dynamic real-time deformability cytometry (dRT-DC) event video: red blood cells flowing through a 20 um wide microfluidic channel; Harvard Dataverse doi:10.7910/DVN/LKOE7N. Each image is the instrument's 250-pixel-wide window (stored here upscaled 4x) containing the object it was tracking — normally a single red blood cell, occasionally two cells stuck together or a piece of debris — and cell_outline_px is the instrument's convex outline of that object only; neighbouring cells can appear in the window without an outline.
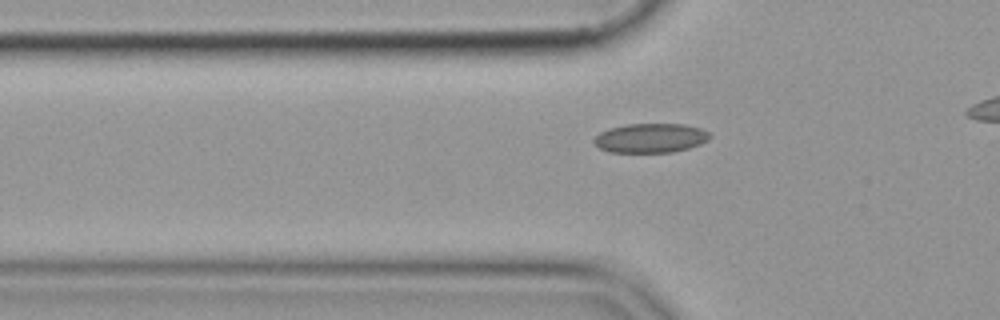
{"species": "common noctule bat (a hibernating species)", "species_latin": "Nyctalus noctula", "temperature_condition": "cold", "stored_images_in_passage": 43, "camera_frame_rate_fps": 3000, "um_per_image_px": 0.085, "animal": {"sex": "female", "body_mass_g": 19.9}, "frame": {"image": 1, "passage_image": 13, "time_ms": 4.0, "image_size_px": [1000, 320], "cell_outline_px": [[712, 136], [708, 140], [700, 144], [688, 148], [672, 152], [608, 152], [600, 148], [592, 140], [600, 132], [608, 128], [628, 124], [684, 124], [700, 128], [708, 132]], "centroid_in_image_um": [55.29, 11.73], "position_along_channel_um": 70.5, "area_um2": 19.77}}
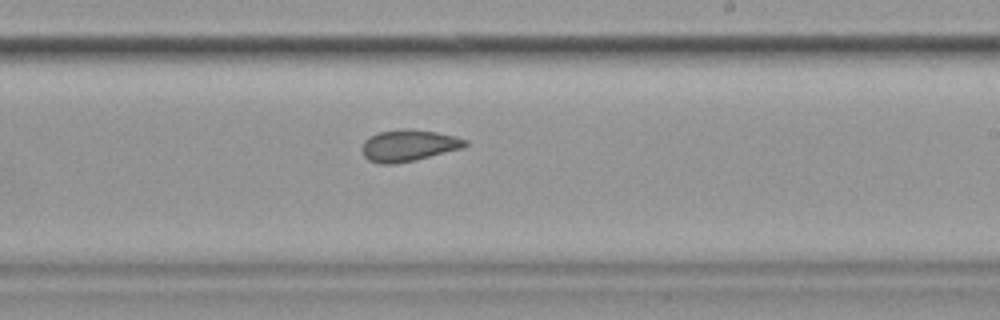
{"frame": {"image": 2, "passage_image": 28, "time_ms": 9.0, "image_size_px": [1000, 320], "cell_outline_px": [[468, 144], [464, 148], [416, 160], [392, 164], [380, 164], [368, 160], [364, 156], [360, 148], [364, 140], [368, 136], [376, 132], [400, 128], [408, 128], [436, 132], [456, 136], [468, 140]], "centroid_in_image_um": [34.71, 12.35], "position_along_channel_um": 254.3, "area_um2": 19.48}}
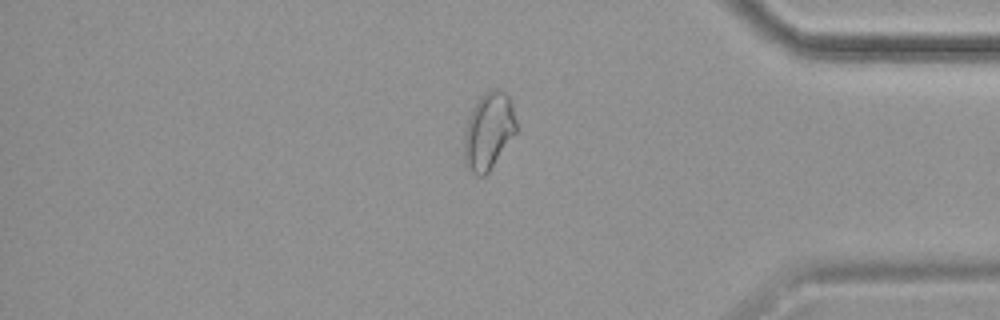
{"frame": {"image": 3, "passage_image": 41, "time_ms": 13.333, "image_size_px": [1000, 320], "cell_outline_px": [[516, 132], [488, 172], [484, 176], [476, 176], [468, 168], [464, 160], [464, 132], [468, 116], [476, 100], [484, 92], [492, 88], [496, 88], [504, 92], [508, 96], [512, 104], [516, 120]], "centroid_in_image_um": [41.5, 11.11], "position_along_channel_um": 393.7, "area_um2": 23.47}}